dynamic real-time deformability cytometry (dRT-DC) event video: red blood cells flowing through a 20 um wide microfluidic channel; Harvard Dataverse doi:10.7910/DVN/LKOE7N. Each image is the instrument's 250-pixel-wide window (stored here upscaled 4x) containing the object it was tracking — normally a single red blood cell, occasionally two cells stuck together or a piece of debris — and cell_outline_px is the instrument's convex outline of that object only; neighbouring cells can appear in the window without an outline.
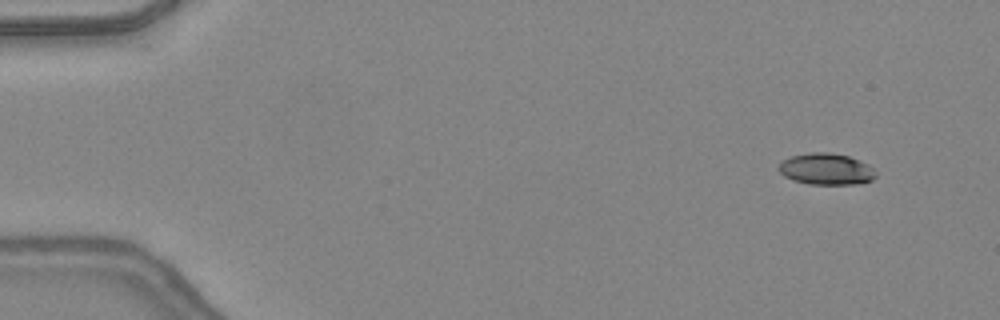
{"species": "common noctule bat (a hibernating species)", "species_latin": "Nyctalus noctula", "temperature_condition": "warm", "stored_images_in_passage": 45, "camera_frame_rate_fps": 3000, "um_per_image_px": 0.085, "animal": {"sex": "female", "body_mass_g": 24.6, "forearm_length_mm": 56.2}, "frame": {"image": 1, "passage_image": 1, "time_ms": 0.0, "image_size_px": [1000, 320], "cell_outline_px": [[876, 176], [872, 180], [856, 184], [808, 184], [792, 180], [784, 176], [780, 172], [780, 164], [784, 160], [792, 156], [812, 152], [828, 152], [848, 156], [868, 164], [872, 168]], "centroid_in_image_um": [70.23, 14.38], "position_along_channel_um": 14.8, "area_um2": 17.57}}
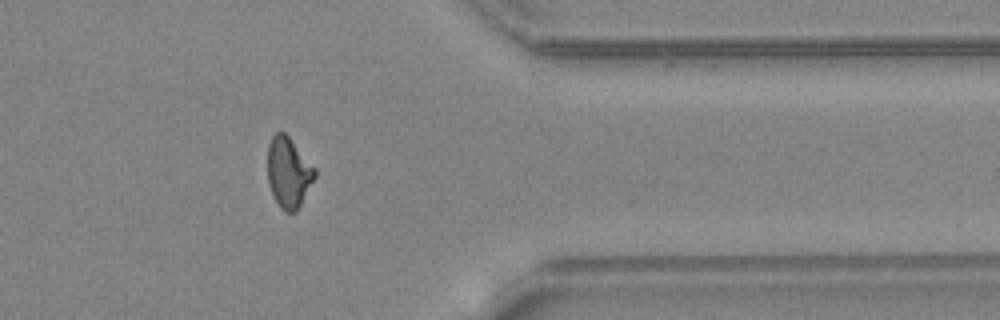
{"frame": {"image": 2, "passage_image": 36, "time_ms": 11.667, "image_size_px": [1000, 320], "cell_outline_px": [[316, 176], [296, 212], [284, 212], [280, 208], [272, 196], [268, 184], [268, 144], [272, 136], [276, 132], [284, 132], [288, 136], [316, 168]], "centroid_in_image_um": [24.52, 14.67], "position_along_channel_um": 386.9, "area_um2": 19.48}}
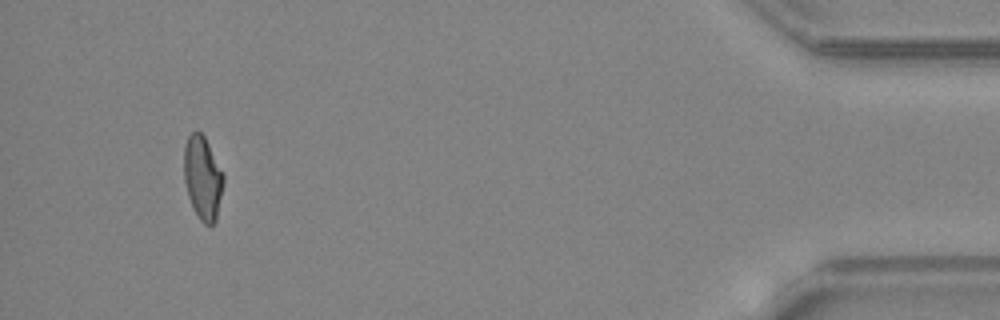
{"frame": {"image": 3, "passage_image": 42, "time_ms": 13.667, "image_size_px": [1000, 320], "cell_outline_px": [[224, 184], [216, 220], [212, 224], [204, 224], [200, 220], [188, 196], [184, 180], [184, 148], [188, 136], [192, 132], [200, 132], [204, 136], [224, 176]], "centroid_in_image_um": [17.23, 15.13], "position_along_channel_um": 418.0, "area_um2": 18.9}, "authors_computed_cell_mechanics": {"area_um2": 19.1896, "velocity_mm_per_s": 4.4004, "shape_relaxation_time_tau1_ms": null, "shape_relaxation_time_tau2_ms": 3.5451, "deformation_change_tau1": null, "deformation_change_tau2": 0.1104}}